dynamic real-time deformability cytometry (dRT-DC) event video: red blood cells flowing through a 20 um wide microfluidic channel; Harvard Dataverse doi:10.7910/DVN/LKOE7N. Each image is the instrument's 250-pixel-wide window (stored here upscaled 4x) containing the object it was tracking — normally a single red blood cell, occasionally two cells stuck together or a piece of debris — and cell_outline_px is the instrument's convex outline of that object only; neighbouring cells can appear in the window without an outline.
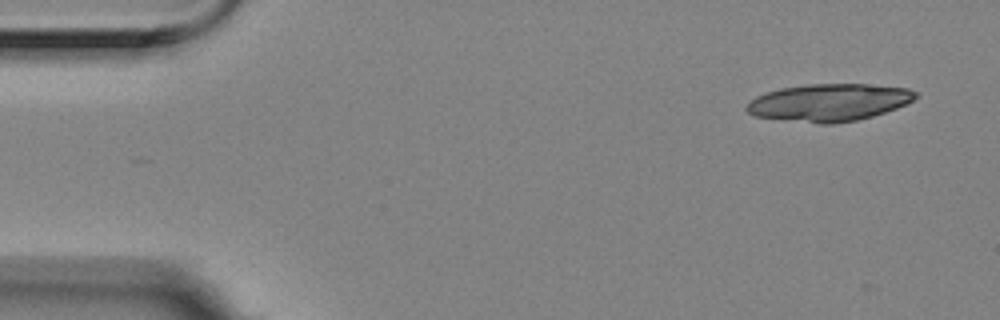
{"species": "Egyptian fruit bat (a non-hibernating species)", "species_latin": "Rousettus aegyptiacus", "temperature_condition": "room temperature", "stored_images_in_passage": 9, "camera_frame_rate_fps": 3000, "um_per_image_px": 0.085, "animal": {"sex": "female"}, "frame": {"image": 1, "passage_image": 1, "time_ms": 0.0, "image_size_px": [1000, 320], "cell_outline_px": [[920, 96], [896, 108], [872, 116], [856, 120], [832, 124], [820, 124], [756, 116], [748, 112], [744, 108], [756, 96], [780, 88], [808, 84], [864, 84], [908, 88], [916, 92]], "centroid_in_image_um": [70.48, 8.7], "position_along_channel_um": 14.5, "area_um2": 36.47}}
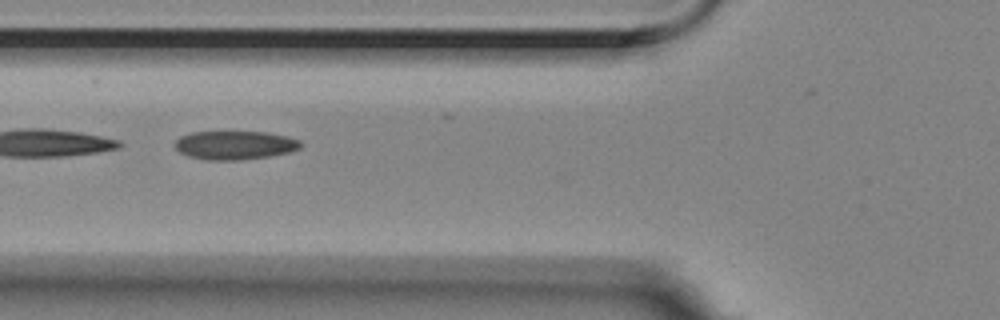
{"frame": {"image": 2, "passage_image": 6, "time_ms": 1.667, "image_size_px": [1000, 320], "cell_outline_px": [[304, 144], [300, 148], [288, 152], [268, 156], [240, 160], [208, 160], [188, 156], [180, 152], [176, 148], [176, 140], [180, 136], [192, 132], [268, 132], [288, 136], [300, 140]], "centroid_in_image_um": [19.99, 12.33], "position_along_channel_um": 105.8, "area_um2": 20.98}}
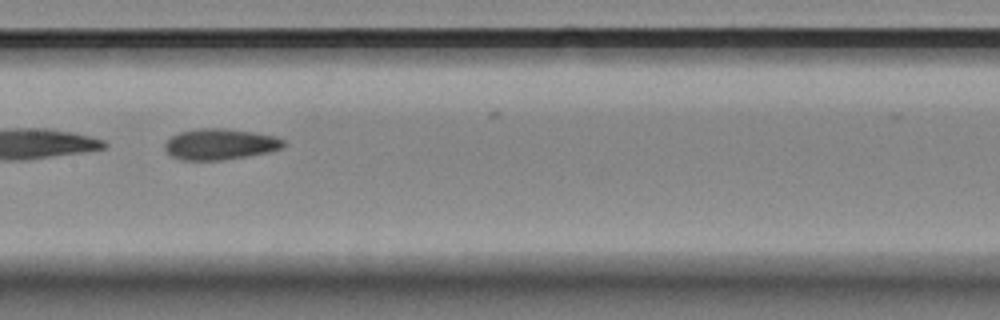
{"frame": {"image": 3, "passage_image": 8, "time_ms": 2.333, "image_size_px": [1000, 320], "cell_outline_px": [[284, 144], [280, 148], [268, 152], [248, 156], [224, 160], [180, 160], [172, 156], [164, 148], [164, 144], [172, 136], [180, 132], [200, 128], [224, 128], [252, 132], [276, 136], [284, 140]], "centroid_in_image_um": [18.69, 12.26], "position_along_channel_um": 188.7, "area_um2": 21.33}}